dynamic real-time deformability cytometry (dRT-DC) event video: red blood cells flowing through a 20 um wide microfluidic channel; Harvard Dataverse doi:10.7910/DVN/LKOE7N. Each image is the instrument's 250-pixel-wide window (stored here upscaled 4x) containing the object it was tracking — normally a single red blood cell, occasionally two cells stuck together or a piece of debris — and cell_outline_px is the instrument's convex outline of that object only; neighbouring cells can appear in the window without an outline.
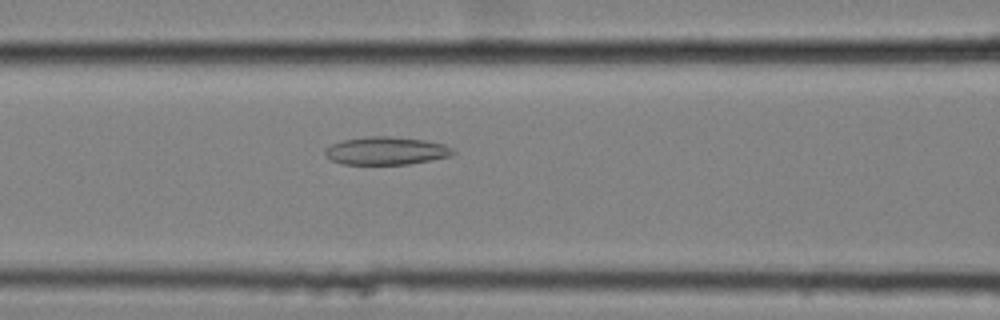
{"species": "common noctule bat (a hibernating species)", "species_latin": "Nyctalus noctula", "temperature_condition": "cold", "stored_images_in_passage": 38, "camera_frame_rate_fps": 3000, "um_per_image_px": 0.085, "animal": {"sex": "female", "body_mass_g": 25.1}, "frame": {"image": 1, "passage_image": 6, "time_ms": 1.667, "image_size_px": [1000, 320], "cell_outline_px": [[456, 152], [452, 156], [408, 164], [340, 164], [324, 156], [324, 148], [332, 144], [344, 140], [368, 136], [388, 136], [424, 140], [444, 144], [452, 148]], "centroid_in_image_um": [32.81, 12.82], "position_along_channel_um": 133.8, "area_um2": 20.87}}
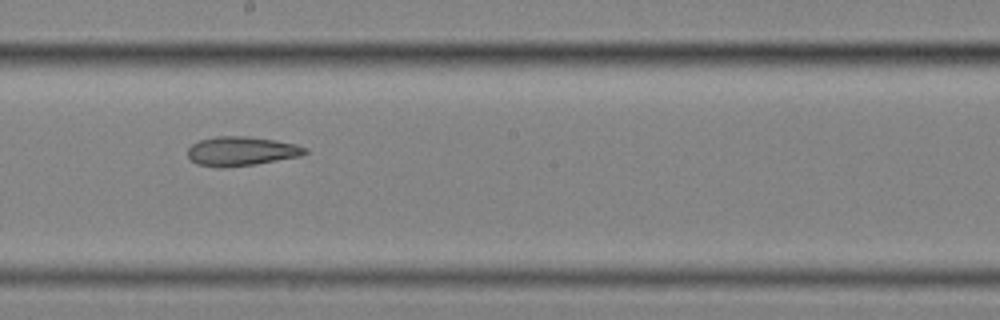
{"frame": {"image": 2, "passage_image": 14, "time_ms": 4.333, "image_size_px": [1000, 320], "cell_outline_px": [[308, 152], [300, 156], [256, 164], [196, 164], [188, 156], [188, 148], [192, 144], [200, 140], [216, 136], [248, 136], [276, 140], [296, 144], [308, 148]], "centroid_in_image_um": [20.59, 12.79], "position_along_channel_um": 227.6, "area_um2": 19.19}}
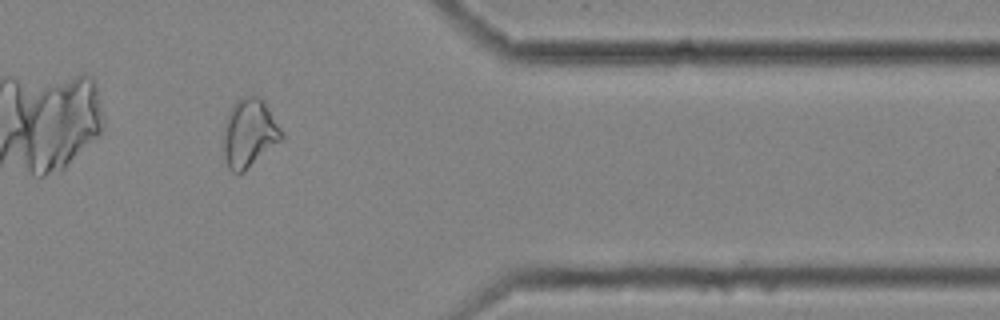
{"frame": {"image": 3, "passage_image": 29, "time_ms": 9.333, "image_size_px": [1000, 320], "cell_outline_px": [[284, 136], [280, 140], [244, 172], [232, 172], [228, 168], [224, 156], [224, 124], [228, 112], [232, 104], [236, 100], [244, 96], [260, 96], [264, 100], [284, 132]], "centroid_in_image_um": [21.19, 11.28], "position_along_channel_um": 390.2, "area_um2": 23.24}, "authors_computed_cell_mechanics": {"area_um2": 20.6057, "velocity_mm_per_s": 3.5318, "shape_relaxation_time_tau1_ms": null, "shape_relaxation_time_tau2_ms": 8.5572, "deformation_change_tau1": null, "deformation_change_tau2": 0.191}}